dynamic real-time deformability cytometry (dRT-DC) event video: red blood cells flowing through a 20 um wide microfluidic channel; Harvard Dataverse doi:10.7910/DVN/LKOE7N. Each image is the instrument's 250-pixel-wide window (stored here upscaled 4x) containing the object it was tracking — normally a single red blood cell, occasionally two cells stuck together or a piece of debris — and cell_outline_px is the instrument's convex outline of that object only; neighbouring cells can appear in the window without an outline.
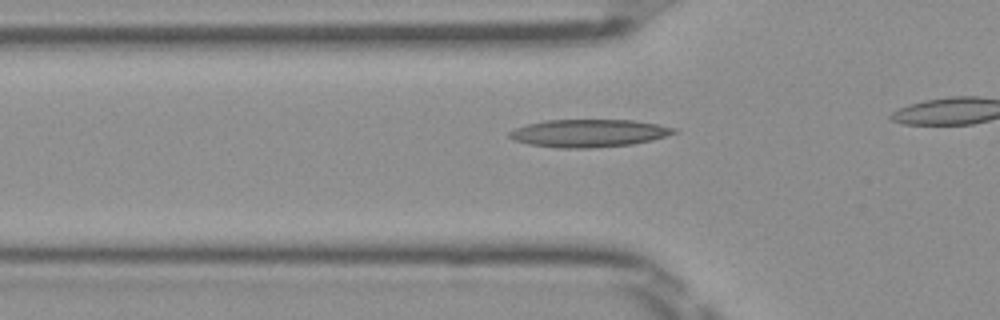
{"species": "Egyptian fruit bat (a non-hibernating species)", "species_latin": "Rousettus aegyptiacus", "temperature_condition": "room temperature", "stored_images_in_passage": 18, "camera_frame_rate_fps": 3000, "um_per_image_px": 0.085, "frame": {"image": 1, "passage_image": 13, "time_ms": 4.0, "image_size_px": [1000, 320], "cell_outline_px": [[680, 132], [652, 140], [632, 144], [592, 148], [560, 148], [528, 144], [516, 140], [508, 136], [508, 132], [516, 128], [528, 124], [548, 120], [632, 120], [656, 124], [676, 128]], "centroid_in_image_um": [50.08, 11.32], "position_along_channel_um": 75.7, "area_um2": 26.47}}
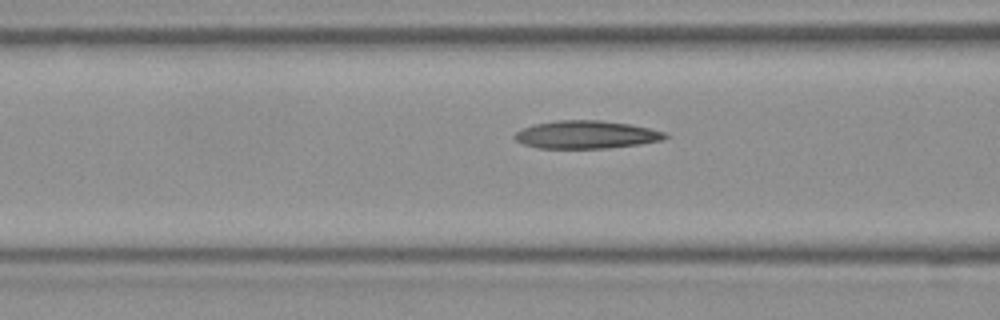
{"frame": {"image": 2, "passage_image": 16, "time_ms": 5.0, "image_size_px": [1000, 320], "cell_outline_px": [[672, 136], [664, 140], [640, 144], [604, 148], [536, 148], [524, 144], [516, 140], [512, 136], [516, 132], [524, 128], [536, 124], [560, 120], [600, 120], [632, 124], [664, 132]], "centroid_in_image_um": [49.87, 11.44], "position_along_channel_um": 116.7, "area_um2": 24.45}}